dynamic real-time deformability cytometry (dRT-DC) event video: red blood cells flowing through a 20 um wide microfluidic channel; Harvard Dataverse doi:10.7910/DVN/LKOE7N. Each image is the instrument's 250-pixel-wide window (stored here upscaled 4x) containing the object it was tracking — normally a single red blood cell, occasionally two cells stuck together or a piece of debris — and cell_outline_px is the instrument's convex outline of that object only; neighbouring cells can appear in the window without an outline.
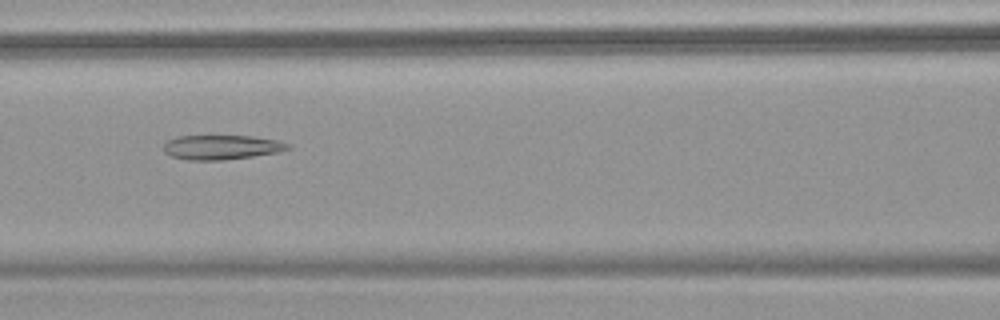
{"species": "common noctule bat (a hibernating species)", "species_latin": "Nyctalus noctula", "temperature_condition": "warm", "stored_images_in_passage": 52, "camera_frame_rate_fps": 3000, "um_per_image_px": 0.085, "animal": {"sex": "female", "body_mass_g": 18.4}, "frame": {"image": 1, "passage_image": 23, "time_ms": 7.333, "image_size_px": [1000, 320], "cell_outline_px": [[292, 148], [280, 152], [224, 160], [188, 160], [172, 156], [164, 152], [164, 144], [168, 140], [176, 136], [252, 136], [276, 140], [292, 144]], "centroid_in_image_um": [18.87, 12.51], "position_along_channel_um": 147.7, "area_um2": 17.8}}
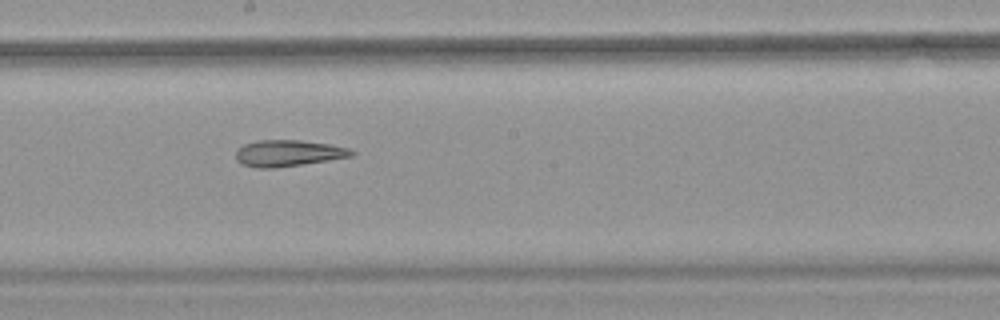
{"frame": {"image": 2, "passage_image": 29, "time_ms": 9.333, "image_size_px": [1000, 320], "cell_outline_px": [[356, 152], [352, 156], [328, 160], [272, 168], [256, 168], [240, 164], [236, 160], [236, 148], [244, 144], [260, 140], [300, 140], [328, 144], [348, 148]], "centroid_in_image_um": [24.44, 13.02], "position_along_channel_um": 223.8, "area_um2": 17.69}}
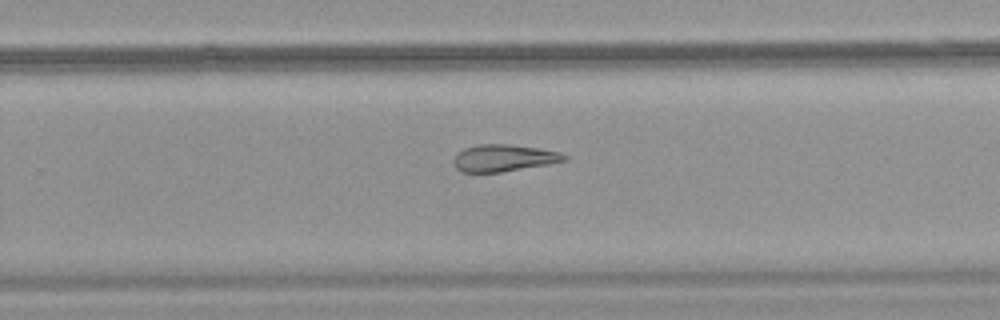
{"frame": {"image": 3, "passage_image": 34, "time_ms": 11.0, "image_size_px": [1000, 320], "cell_outline_px": [[568, 160], [548, 164], [500, 172], [460, 172], [456, 168], [452, 160], [456, 152], [464, 148], [476, 144], [508, 144], [536, 148], [560, 152], [568, 156]], "centroid_in_image_um": [42.77, 13.42], "position_along_channel_um": 287.0, "area_um2": 17.46}, "authors_computed_cell_mechanics": {"area_um2": 22.7443, "velocity_mm_per_s": 3.8112, "shape_relaxation_time_tau1_ms": null, "shape_relaxation_time_tau2_ms": 3.4127, "deformation_change_tau1": null, "deformation_change_tau2": 0.107}}